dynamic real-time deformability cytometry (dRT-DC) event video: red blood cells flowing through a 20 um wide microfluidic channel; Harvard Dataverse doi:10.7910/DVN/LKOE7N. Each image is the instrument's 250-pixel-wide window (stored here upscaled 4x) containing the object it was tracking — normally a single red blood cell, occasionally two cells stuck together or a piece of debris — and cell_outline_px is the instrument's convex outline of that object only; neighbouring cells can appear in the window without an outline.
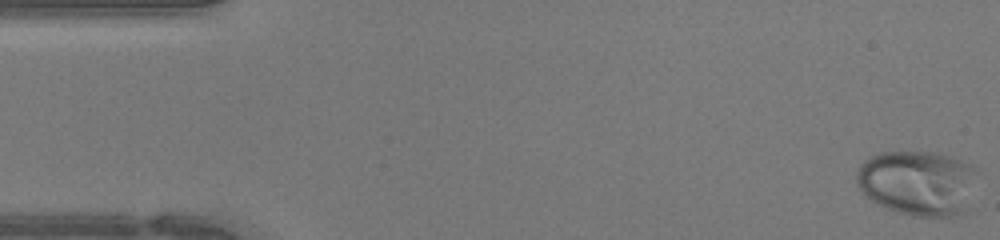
{"species": "human", "species_latin": "Homo sapiens", "temperature_condition": "warm", "stored_images_in_passage": 47, "camera_frame_rate_fps": 3000, "um_per_image_px": 0.085, "donor": {"sex": "female"}, "frame": {"image": 1, "passage_image": 1, "time_ms": 0.0, "image_size_px": [1000, 240], "cell_outline_px": [[972, 168], [968, 212], [956, 216], [912, 216], [888, 208], [868, 200], [860, 192], [856, 180], [856, 172], [860, 164], [864, 160], [880, 152], [940, 152], [952, 156], [968, 164]], "centroid_in_image_um": [77.92, 15.55], "position_along_channel_um": 7.1, "area_um2": 45.55}}
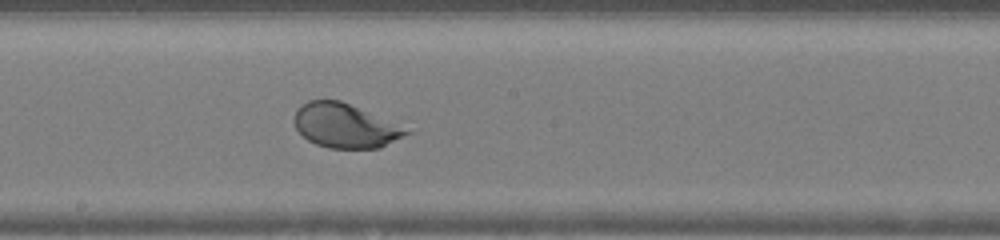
{"frame": {"image": 2, "passage_image": 25, "time_ms": 8.0, "image_size_px": [1000, 240], "cell_outline_px": [[412, 132], [380, 148], [328, 148], [316, 144], [308, 140], [296, 128], [292, 120], [296, 108], [308, 100], [340, 100]], "centroid_in_image_um": [29.24, 10.69], "position_along_channel_um": 219.0, "area_um2": 28.26}}
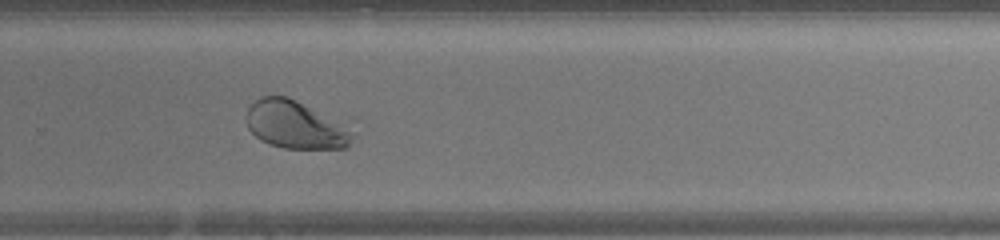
{"frame": {"image": 3, "passage_image": 31, "time_ms": 10.0, "image_size_px": [1000, 240], "cell_outline_px": [[352, 136], [348, 148], [284, 148], [268, 144], [260, 140], [248, 128], [244, 120], [244, 116], [248, 108], [260, 96], [288, 96], [344, 120]], "centroid_in_image_um": [25.11, 10.58], "position_along_channel_um": 304.7, "area_um2": 30.23}, "authors_computed_cell_mechanics": {"area_um2": 36.7608, "velocity_mm_per_s": 4.3306, "shape_relaxation_time_tau1_ms": 2.4777, "shape_relaxation_time_tau2_ms": null, "deformation_change_tau1": 0.1437, "deformation_change_tau2": null}}